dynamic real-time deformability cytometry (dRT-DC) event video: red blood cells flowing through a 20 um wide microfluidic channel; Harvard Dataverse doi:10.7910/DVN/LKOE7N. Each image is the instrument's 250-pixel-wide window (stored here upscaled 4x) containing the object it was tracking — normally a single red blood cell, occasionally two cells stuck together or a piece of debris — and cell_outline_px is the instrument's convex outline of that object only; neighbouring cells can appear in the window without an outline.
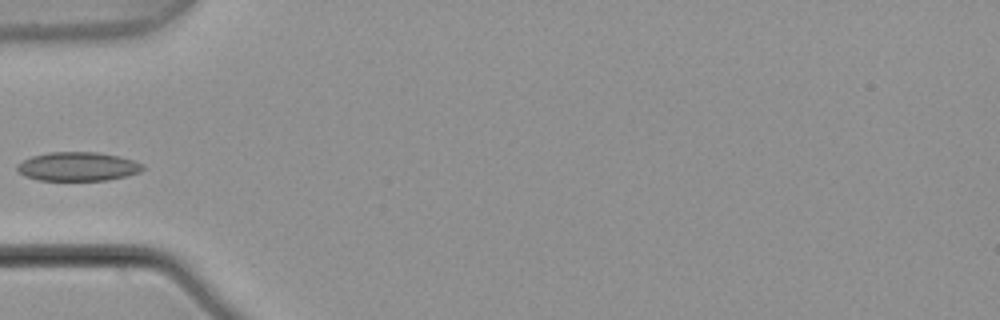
{"species": "common noctule bat (a hibernating species)", "species_latin": "Nyctalus noctula", "temperature_condition": "warm", "stored_images_in_passage": 4, "camera_frame_rate_fps": 3000, "um_per_image_px": 0.085, "animal": {"sex": "male", "body_mass_g": 21.5, "forearm_length_mm": 52.0}, "frame": {"image": 1, "passage_image": 4, "time_ms": 1.0, "image_size_px": [1000, 320], "cell_outline_px": [[144, 168], [140, 172], [108, 180], [40, 180], [24, 176], [16, 168], [16, 164], [32, 156], [48, 152], [96, 152], [120, 156], [144, 164]], "centroid_in_image_um": [6.61, 14.15], "position_along_channel_um": 78.4, "area_um2": 21.1}}